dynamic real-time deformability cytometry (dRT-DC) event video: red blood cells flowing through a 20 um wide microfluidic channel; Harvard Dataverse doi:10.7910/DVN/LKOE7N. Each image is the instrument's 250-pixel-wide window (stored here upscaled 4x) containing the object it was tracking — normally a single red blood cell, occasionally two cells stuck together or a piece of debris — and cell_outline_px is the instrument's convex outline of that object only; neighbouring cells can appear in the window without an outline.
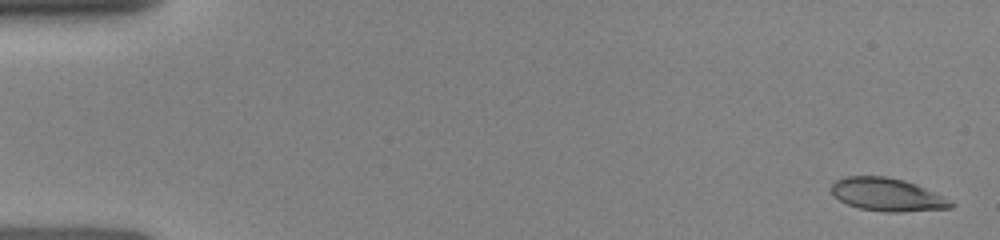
{"species": "human", "species_latin": "Homo sapiens", "temperature_condition": "room temperature", "stored_images_in_passage": 15, "camera_frame_rate_fps": 3000, "um_per_image_px": 0.085, "donor": {"sex": "female"}, "frame": {"image": 1, "passage_image": 1, "time_ms": 0.0, "image_size_px": [1000, 240], "cell_outline_px": [[956, 204], [952, 208], [900, 212], [888, 212], [860, 208], [848, 204], [840, 200], [832, 192], [832, 184], [836, 180], [844, 176], [888, 176], [904, 180], [916, 184], [952, 200]], "centroid_in_image_um": [75.46, 16.54], "position_along_channel_um": 9.5, "area_um2": 22.95}}
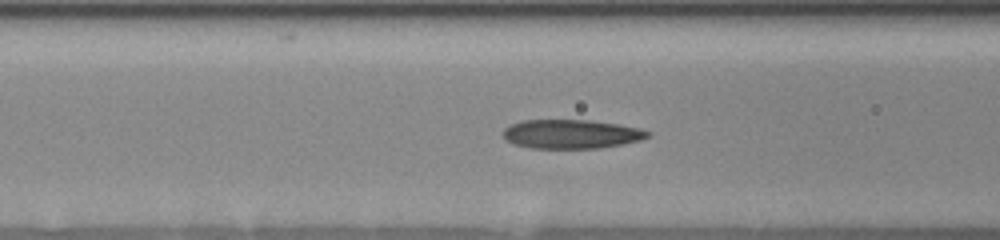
{"frame": {"image": 2, "passage_image": 11, "time_ms": 6.0, "image_size_px": [1000, 240], "cell_outline_px": [[652, 132], [648, 136], [640, 140], [624, 144], [600, 148], [528, 148], [512, 144], [504, 140], [504, 128], [508, 124], [524, 120], [588, 120], [616, 124], [640, 128]], "centroid_in_image_um": [48.52, 11.4], "position_along_channel_um": 118.1, "area_um2": 24.62}}
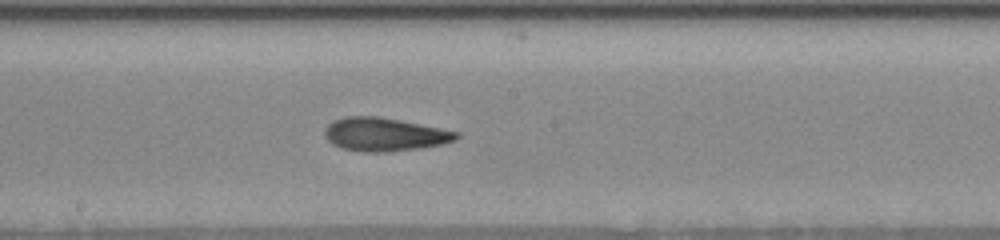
{"frame": {"image": 3, "passage_image": 15, "time_ms": 8.333, "image_size_px": [1000, 240], "cell_outline_px": [[460, 136], [456, 140], [444, 144], [420, 148], [388, 152], [364, 152], [340, 148], [332, 144], [324, 136], [324, 128], [332, 120], [344, 116], [376, 116], [400, 120], [460, 132]], "centroid_in_image_um": [32.66, 11.43], "position_along_channel_um": 215.5, "area_um2": 25.89}}